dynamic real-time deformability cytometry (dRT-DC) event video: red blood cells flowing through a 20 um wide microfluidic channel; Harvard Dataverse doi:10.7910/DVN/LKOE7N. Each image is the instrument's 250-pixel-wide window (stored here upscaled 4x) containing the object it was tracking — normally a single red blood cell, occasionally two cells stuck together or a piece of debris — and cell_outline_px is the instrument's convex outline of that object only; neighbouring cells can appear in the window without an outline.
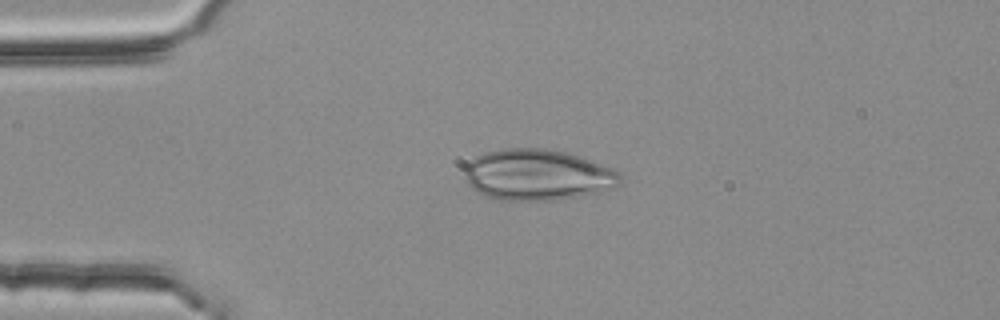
{"species": "common noctule bat (a hibernating species)", "species_latin": "Nyctalus noctula", "temperature_condition": "room temperature", "stored_images_in_passage": 3, "camera_frame_rate_fps": 3000, "um_per_image_px": 0.085, "animal": {"sex": "female", "body_mass_g": 25.1}, "frame": {"image": 1, "passage_image": 1, "time_ms": 0.0, "image_size_px": [1000, 320], "cell_outline_px": [[620, 184], [612, 188], [600, 192], [556, 200], [496, 200], [484, 196], [472, 188], [468, 184], [464, 172], [464, 168], [476, 156], [484, 152], [504, 148], [544, 148], [564, 152], [592, 160], [612, 168], [620, 172]], "centroid_in_image_um": [45.68, 14.86], "position_along_channel_um": 39.3, "area_um2": 46.41}}